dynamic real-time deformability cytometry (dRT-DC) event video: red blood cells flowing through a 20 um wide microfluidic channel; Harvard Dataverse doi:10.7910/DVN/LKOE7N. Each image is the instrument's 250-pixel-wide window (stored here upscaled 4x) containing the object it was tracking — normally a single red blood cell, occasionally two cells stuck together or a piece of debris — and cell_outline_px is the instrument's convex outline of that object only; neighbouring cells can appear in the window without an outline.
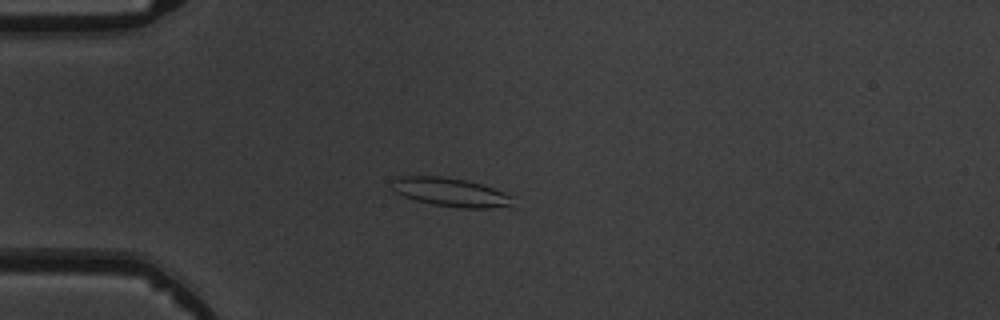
{"species": "common noctule bat (a hibernating species)", "species_latin": "Nyctalus noctula", "temperature_condition": "warm", "stored_images_in_passage": 5, "camera_frame_rate_fps": 3000, "um_per_image_px": 0.085, "animal": {"sex": "male", "body_mass_g": 19.5, "forearm_length_mm": 54.6}, "frame": {"image": 1, "passage_image": 4, "time_ms": 3.667, "image_size_px": [1000, 320], "cell_outline_px": [[516, 208], [460, 208], [432, 204], [416, 200], [404, 196], [396, 192], [392, 188], [392, 180], [396, 176], [444, 176], [468, 180], [504, 192], [512, 196]], "centroid_in_image_um": [38.37, 16.35], "position_along_channel_um": 46.6, "area_um2": 20.58}}